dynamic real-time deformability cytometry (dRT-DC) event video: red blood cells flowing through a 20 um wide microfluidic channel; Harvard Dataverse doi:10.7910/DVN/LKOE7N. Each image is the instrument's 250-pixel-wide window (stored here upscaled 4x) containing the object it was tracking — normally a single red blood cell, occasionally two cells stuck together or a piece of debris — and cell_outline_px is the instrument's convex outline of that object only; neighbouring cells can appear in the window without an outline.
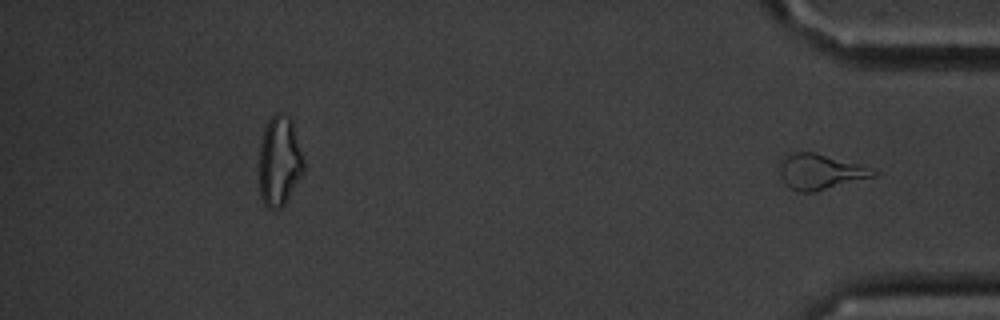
{"species": "common noctule bat (a hibernating species)", "species_latin": "Nyctalus noctula", "temperature_condition": "cold", "stored_images_in_passage": 40, "segment_of_instrument_passage": [2, 2], "camera_frame_rate_fps": 3000, "um_per_image_px": 0.085, "animal": {"sex": "male", "body_mass_g": 20.1, "forearm_length_mm": 53.5}, "frame": {"image": 1, "passage_image": 40, "time_ms": 13.0, "image_size_px": [1000, 320], "cell_outline_px": [[876, 176], [812, 192], [796, 192], [788, 188], [784, 184], [780, 176], [776, 164], [788, 152], [816, 152], [876, 168]], "centroid_in_image_um": [69.66, 14.58], "position_along_channel_um": 365.5, "area_um2": 19.94}}